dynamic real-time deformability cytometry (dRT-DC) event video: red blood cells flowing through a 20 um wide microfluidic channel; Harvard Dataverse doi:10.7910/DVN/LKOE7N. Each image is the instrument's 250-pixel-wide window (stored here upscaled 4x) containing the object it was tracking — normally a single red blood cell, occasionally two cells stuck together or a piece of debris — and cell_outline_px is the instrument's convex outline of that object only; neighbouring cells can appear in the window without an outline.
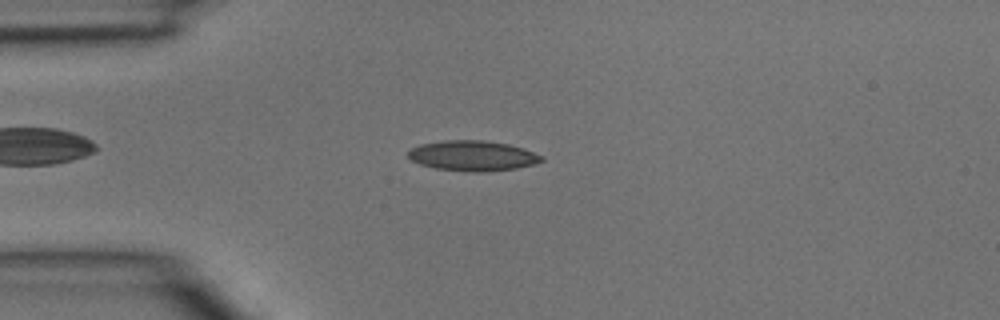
{"species": "common noctule bat (a hibernating species)", "species_latin": "Nyctalus noctula", "temperature_condition": "room temperature", "stored_images_in_passage": 3, "camera_frame_rate_fps": 3000, "um_per_image_px": 0.085, "animal": {"sex": "male", "body_mass_g": 15.6}, "frame": {"image": 1, "passage_image": 2, "time_ms": 0.333, "image_size_px": [1000, 320], "cell_outline_px": [[544, 160], [532, 164], [516, 168], [484, 172], [472, 172], [436, 168], [420, 164], [412, 160], [408, 156], [408, 152], [412, 148], [420, 144], [448, 140], [484, 140], [508, 144], [524, 148], [544, 156]], "centroid_in_image_um": [40.2, 13.23], "position_along_channel_um": 44.8, "area_um2": 23.41}}
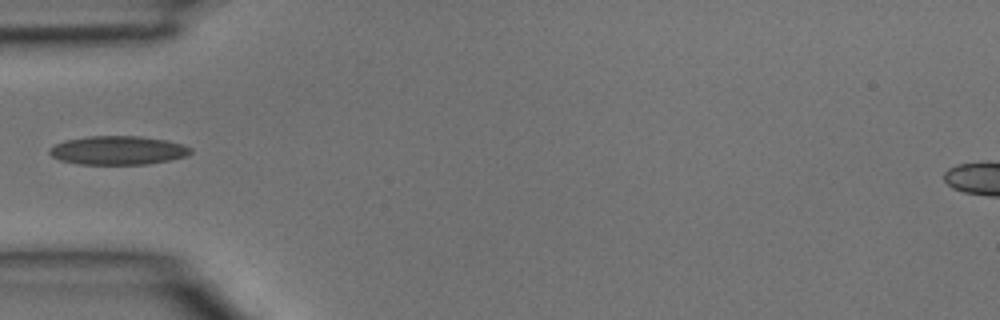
{"frame": {"image": 2, "passage_image": 3, "time_ms": 0.667, "image_size_px": [1000, 320], "cell_outline_px": [[192, 152], [188, 156], [148, 164], [80, 164], [60, 160], [52, 156], [48, 152], [56, 144], [64, 140], [88, 136], [140, 136], [164, 140], [180, 144], [192, 148]], "centroid_in_image_um": [10.03, 12.78], "position_along_channel_um": 75.0, "area_um2": 23.47}}